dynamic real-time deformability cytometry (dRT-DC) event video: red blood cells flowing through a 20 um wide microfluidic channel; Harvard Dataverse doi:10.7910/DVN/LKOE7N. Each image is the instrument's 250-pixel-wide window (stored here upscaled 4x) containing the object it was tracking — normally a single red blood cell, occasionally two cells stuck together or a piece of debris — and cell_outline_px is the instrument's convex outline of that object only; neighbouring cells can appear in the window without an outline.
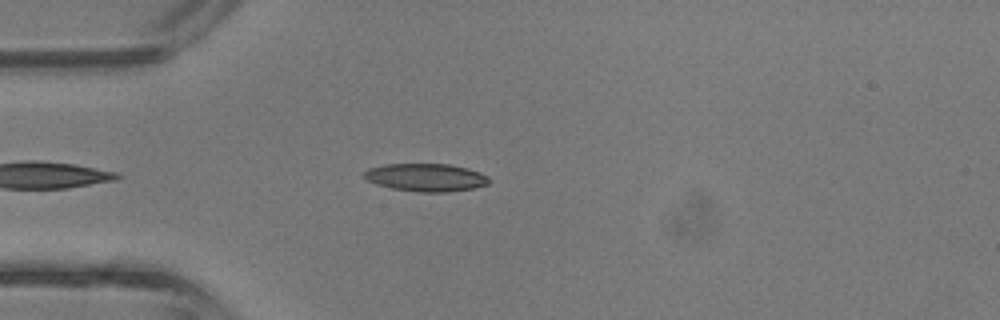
{"species": "common noctule bat (a hibernating species)", "species_latin": "Nyctalus noctula", "temperature_condition": "room temperature", "stored_images_in_passage": 32, "camera_frame_rate_fps": 3000, "um_per_image_px": 0.085, "animal": {"sex": "male", "body_mass_g": 13.3}, "frame": {"image": 1, "passage_image": 3, "time_ms": 0.667, "image_size_px": [1000, 320], "cell_outline_px": [[492, 180], [488, 184], [472, 188], [448, 192], [420, 192], [392, 188], [376, 184], [368, 180], [364, 176], [364, 172], [368, 168], [384, 164], [448, 164], [468, 168], [480, 172], [488, 176]], "centroid_in_image_um": [36.23, 15.08], "position_along_channel_um": 48.8, "area_um2": 20.29}}
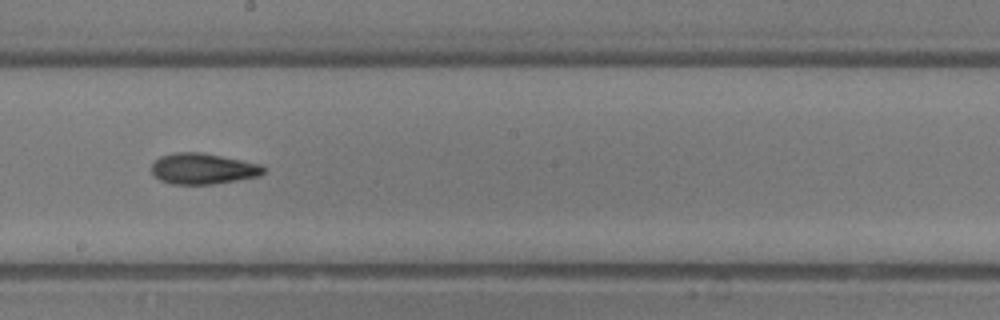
{"frame": {"image": 2, "passage_image": 15, "time_ms": 4.667, "image_size_px": [1000, 320], "cell_outline_px": [[264, 172], [260, 176], [212, 184], [172, 184], [160, 180], [152, 172], [152, 164], [160, 156], [176, 152], [200, 152], [260, 164], [264, 168]], "centroid_in_image_um": [17.23, 14.34], "position_along_channel_um": 231.0, "area_um2": 19.88}}
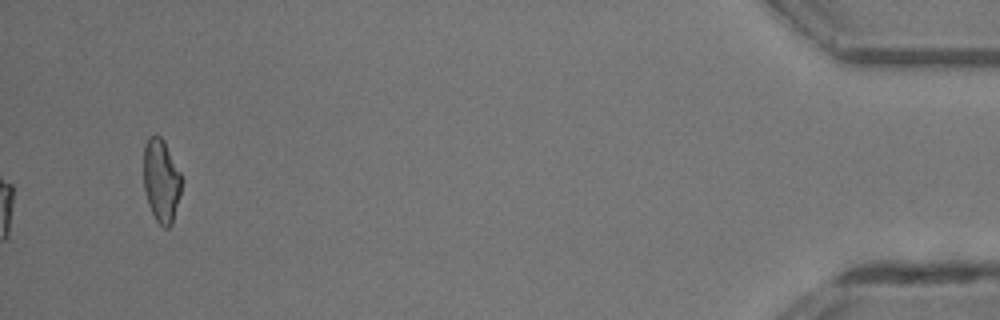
{"frame": {"image": 3, "passage_image": 32, "time_ms": 10.333, "image_size_px": [1000, 320], "cell_outline_px": [[180, 192], [172, 224], [168, 228], [164, 228], [156, 220], [148, 204], [144, 192], [144, 144], [148, 136], [156, 132], [164, 140], [180, 172]], "centroid_in_image_um": [13.67, 15.31], "position_along_channel_um": 421.5, "area_um2": 18.38}, "authors_computed_cell_mechanics": {"area_um2": 20.1722, "velocity_mm_per_s": 4.8679, "shape_relaxation_time_tau1_ms": 3.6932, "shape_relaxation_time_tau2_ms": 2.575, "deformation_change_tau1": 0.1559, "deformation_change_tau2": 0.1122}}